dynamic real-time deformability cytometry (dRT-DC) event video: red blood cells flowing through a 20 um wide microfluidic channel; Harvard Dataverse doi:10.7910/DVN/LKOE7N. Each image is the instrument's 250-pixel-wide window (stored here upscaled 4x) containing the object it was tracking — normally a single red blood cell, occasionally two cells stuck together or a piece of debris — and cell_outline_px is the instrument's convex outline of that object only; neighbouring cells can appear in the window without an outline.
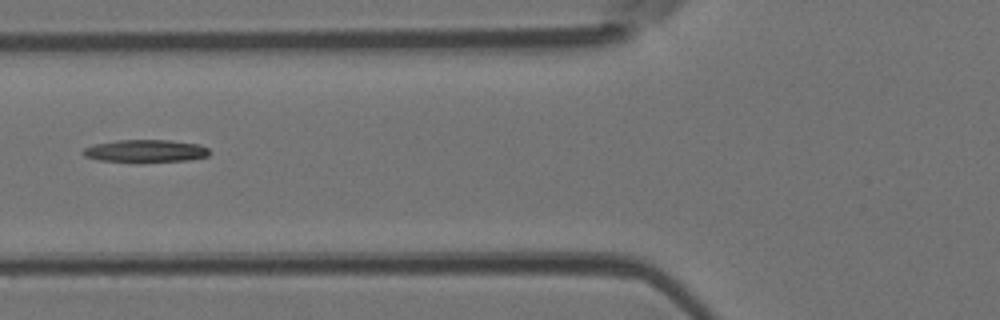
{"species": "Egyptian fruit bat (a non-hibernating species)", "species_latin": "Rousettus aegyptiacus", "temperature_condition": "room temperature", "stored_images_in_passage": 5, "camera_frame_rate_fps": 3000, "um_per_image_px": 0.085, "animal": {"sex": "female"}, "frame": {"image": 1, "passage_image": 5, "time_ms": 1.333, "image_size_px": [1000, 320], "cell_outline_px": [[208, 156], [188, 160], [140, 164], [100, 160], [84, 156], [80, 152], [84, 148], [92, 144], [116, 140], [168, 140], [200, 144], [208, 148]], "centroid_in_image_um": [12.32, 12.86], "position_along_channel_um": 113.5, "area_um2": 17.28}}